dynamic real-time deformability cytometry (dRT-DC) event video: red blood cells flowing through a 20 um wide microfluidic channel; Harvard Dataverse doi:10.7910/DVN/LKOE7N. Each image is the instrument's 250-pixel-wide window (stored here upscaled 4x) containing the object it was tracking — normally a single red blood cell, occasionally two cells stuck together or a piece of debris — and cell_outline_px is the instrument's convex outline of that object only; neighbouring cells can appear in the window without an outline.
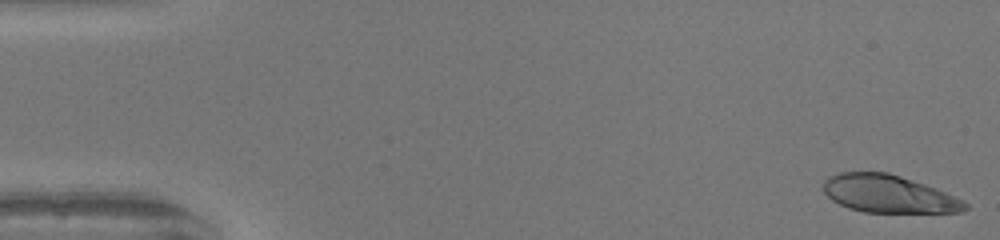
{"species": "human", "species_latin": "Homo sapiens", "temperature_condition": "warm", "stored_images_in_passage": 49, "camera_frame_rate_fps": 3000, "um_per_image_px": 0.085, "donor": {"sex": "female"}, "frame": {"image": 1, "passage_image": 1, "time_ms": 0.0, "image_size_px": [1000, 240], "cell_outline_px": [[968, 208], [960, 212], [864, 212], [848, 208], [832, 200], [824, 192], [824, 180], [828, 176], [840, 172], [888, 172], [936, 188], [964, 200], [968, 204]], "centroid_in_image_um": [75.52, 16.48], "position_along_channel_um": 9.5, "area_um2": 30.98}}
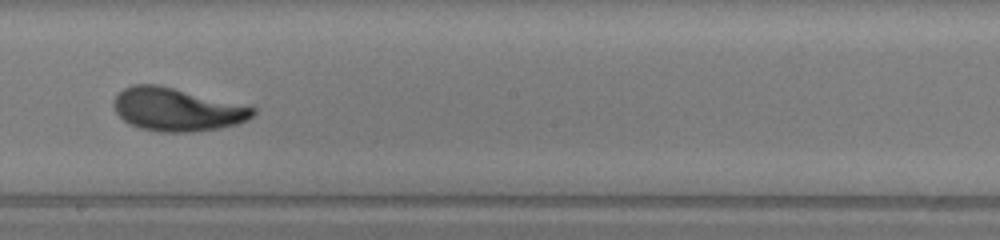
{"frame": {"image": 2, "passage_image": 28, "time_ms": 9.0, "image_size_px": [1000, 240], "cell_outline_px": [[256, 112], [252, 116], [236, 124], [220, 128], [188, 132], [160, 132], [140, 128], [128, 124], [116, 112], [112, 104], [112, 100], [124, 88], [132, 84], [160, 84], [256, 108]], "centroid_in_image_um": [14.98, 9.3], "position_along_channel_um": 233.2, "area_um2": 34.85}}
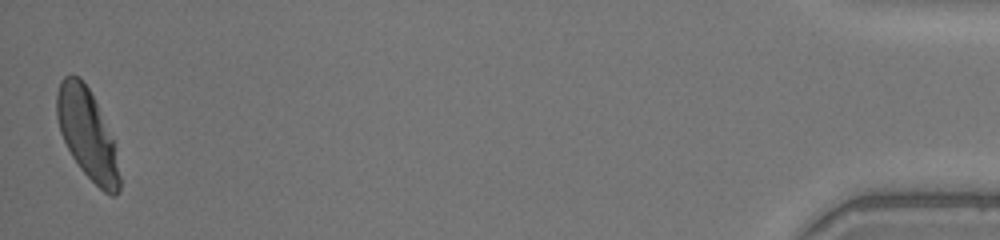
{"frame": {"image": 3, "passage_image": 49, "time_ms": 16.0, "image_size_px": [1000, 240], "cell_outline_px": [[124, 180], [116, 196], [112, 196], [104, 192], [80, 168], [72, 156], [60, 132], [56, 116], [56, 92], [60, 80], [64, 76], [72, 72], [80, 76], [88, 88], [96, 104], [112, 140]], "centroid_in_image_um": [7.42, 11.41], "position_along_channel_um": 427.8, "area_um2": 32.83}, "authors_computed_cell_mechanics": {"area_um2": 32.946, "velocity_mm_per_s": 4.1596, "shape_relaxation_time_tau1_ms": 3.4126, "shape_relaxation_time_tau2_ms": 0.7043, "deformation_change_tau1": 0.1862, "deformation_change_tau2": 0.0593}}